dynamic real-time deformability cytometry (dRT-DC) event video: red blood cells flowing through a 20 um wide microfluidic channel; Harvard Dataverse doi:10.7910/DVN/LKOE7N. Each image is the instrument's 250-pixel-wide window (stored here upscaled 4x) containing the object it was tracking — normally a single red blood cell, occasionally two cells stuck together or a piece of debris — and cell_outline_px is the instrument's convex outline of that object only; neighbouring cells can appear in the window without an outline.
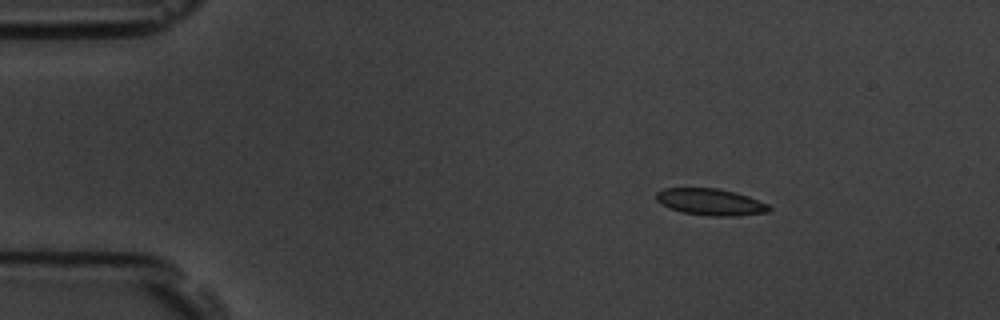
{"species": "common noctule bat (a hibernating species)", "species_latin": "Nyctalus noctula", "temperature_condition": "room temperature", "stored_images_in_passage": 3, "camera_frame_rate_fps": 3000, "um_per_image_px": 0.085, "animal": {"sex": "male", "body_mass_g": 19.5, "forearm_length_mm": 54.6}, "frame": {"image": 1, "passage_image": 1, "time_ms": 0.0, "image_size_px": [1000, 320], "cell_outline_px": [[772, 208], [768, 212], [736, 216], [712, 216], [684, 212], [668, 208], [660, 204], [656, 200], [656, 192], [664, 188], [716, 188], [736, 192], [748, 196], [768, 204]], "centroid_in_image_um": [60.39, 17.16], "position_along_channel_um": 24.6, "area_um2": 17.57}}